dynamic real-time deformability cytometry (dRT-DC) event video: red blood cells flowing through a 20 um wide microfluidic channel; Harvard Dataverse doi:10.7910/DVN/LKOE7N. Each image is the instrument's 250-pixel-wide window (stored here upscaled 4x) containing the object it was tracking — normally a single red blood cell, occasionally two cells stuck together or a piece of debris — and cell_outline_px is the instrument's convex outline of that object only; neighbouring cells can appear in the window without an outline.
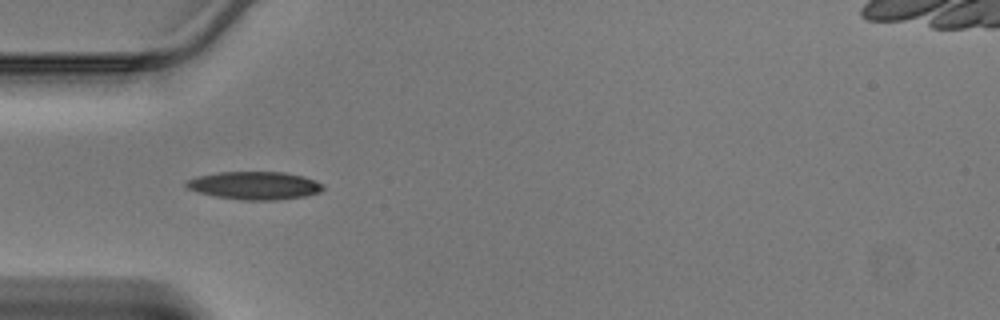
{"species": "Egyptian fruit bat (a non-hibernating species)", "species_latin": "Rousettus aegyptiacus", "temperature_condition": "warm", "stored_images_in_passage": 32, "camera_frame_rate_fps": 3000, "um_per_image_px": 0.085, "animal": {"sex": "male"}, "frame": {"image": 1, "passage_image": 1, "time_ms": 0.0, "image_size_px": [1000, 320], "cell_outline_px": [[324, 188], [320, 192], [304, 196], [276, 200], [240, 200], [216, 196], [200, 192], [188, 188], [184, 184], [188, 180], [196, 176], [220, 172], [284, 172], [304, 176], [324, 184]], "centroid_in_image_um": [21.67, 15.76], "position_along_channel_um": 63.3, "area_um2": 22.2}}
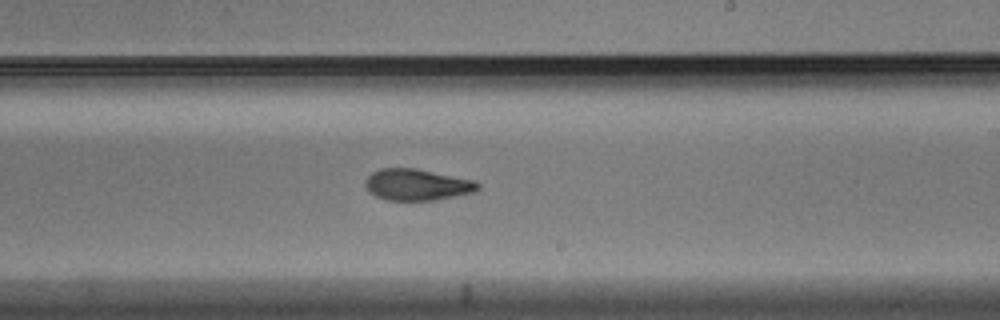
{"frame": {"image": 2, "passage_image": 14, "time_ms": 4.333, "image_size_px": [1000, 320], "cell_outline_px": [[480, 188], [472, 192], [432, 200], [388, 200], [376, 196], [364, 184], [364, 180], [372, 172], [380, 168], [416, 168], [476, 180], [480, 184]], "centroid_in_image_um": [35.45, 15.68], "position_along_channel_um": 253.5, "area_um2": 20.46}}
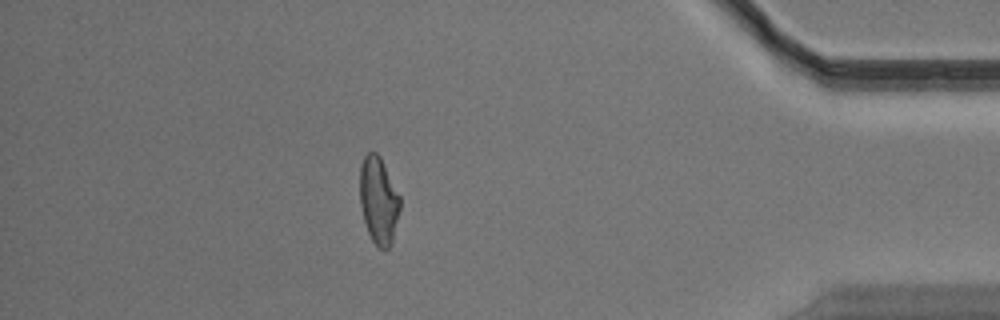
{"frame": {"image": 3, "passage_image": 27, "time_ms": 8.667, "image_size_px": [1000, 320], "cell_outline_px": [[400, 208], [392, 240], [388, 248], [380, 248], [372, 240], [368, 232], [364, 220], [360, 204], [360, 164], [364, 156], [368, 152], [376, 152], [380, 156], [400, 196]], "centroid_in_image_um": [32.17, 16.99], "position_along_channel_um": 403.0, "area_um2": 20.17}}